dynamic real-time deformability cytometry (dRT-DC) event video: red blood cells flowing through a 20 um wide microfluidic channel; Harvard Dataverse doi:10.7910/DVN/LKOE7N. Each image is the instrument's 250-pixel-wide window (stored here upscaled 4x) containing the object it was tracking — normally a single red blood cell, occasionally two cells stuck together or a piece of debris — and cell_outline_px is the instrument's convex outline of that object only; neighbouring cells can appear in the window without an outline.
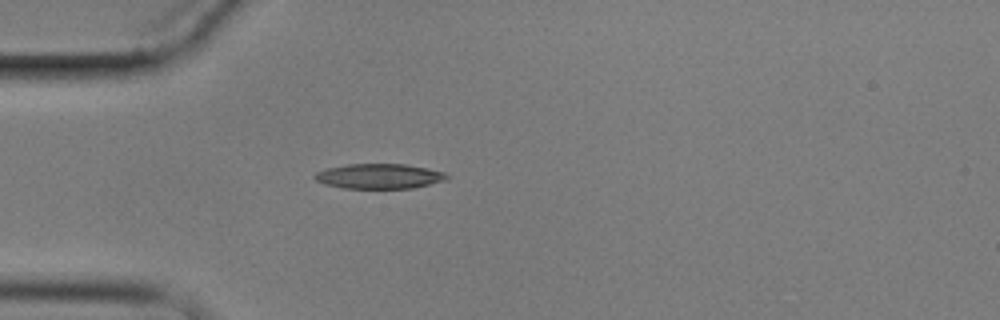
{"species": "common noctule bat (a hibernating species)", "species_latin": "Nyctalus noctula", "temperature_condition": "cold", "stored_images_in_passage": 1, "camera_frame_rate_fps": 3000, "um_per_image_px": 0.085, "animal": {"sex": "male", "body_mass_g": 17.9}, "frame": {"image": 1, "passage_image": 1, "time_ms": 0.0, "image_size_px": [1000, 320], "cell_outline_px": [[448, 176], [444, 180], [412, 188], [340, 188], [324, 184], [316, 180], [312, 176], [316, 172], [328, 168], [348, 164], [404, 164], [444, 172]], "centroid_in_image_um": [32.16, 14.98], "position_along_channel_um": 52.8, "area_um2": 18.96}}